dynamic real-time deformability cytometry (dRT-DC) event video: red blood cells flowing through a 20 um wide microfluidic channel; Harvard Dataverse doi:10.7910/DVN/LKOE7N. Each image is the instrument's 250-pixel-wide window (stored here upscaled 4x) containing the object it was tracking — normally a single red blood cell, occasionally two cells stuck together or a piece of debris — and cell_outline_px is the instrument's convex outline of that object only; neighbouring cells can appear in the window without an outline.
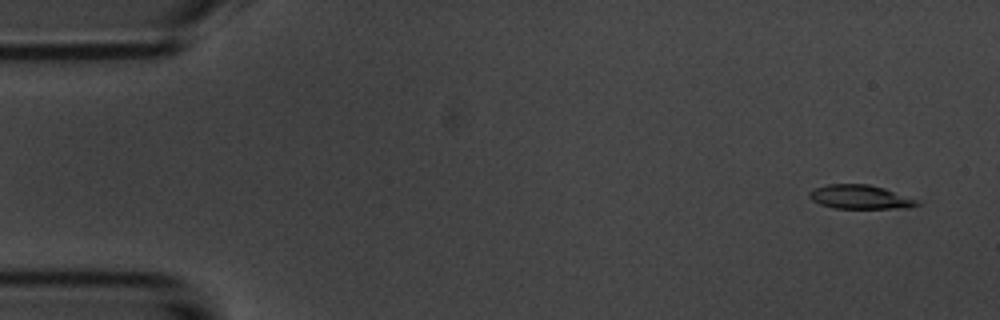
{"species": "common noctule bat (a hibernating species)", "species_latin": "Nyctalus noctula", "temperature_condition": "room temperature", "stored_images_in_passage": 4, "camera_frame_rate_fps": 3000, "um_per_image_px": 0.085, "animal": {"sex": "male", "body_mass_g": 20.1, "forearm_length_mm": 53.5}, "frame": {"image": 1, "passage_image": 1, "time_ms": 0.0, "image_size_px": [1000, 320], "cell_outline_px": [[920, 204], [908, 208], [832, 208], [820, 204], [812, 200], [808, 196], [808, 192], [816, 188], [828, 184], [868, 184], [884, 188], [916, 200]], "centroid_in_image_um": [73.06, 16.75], "position_along_channel_um": 11.9, "area_um2": 14.85}}
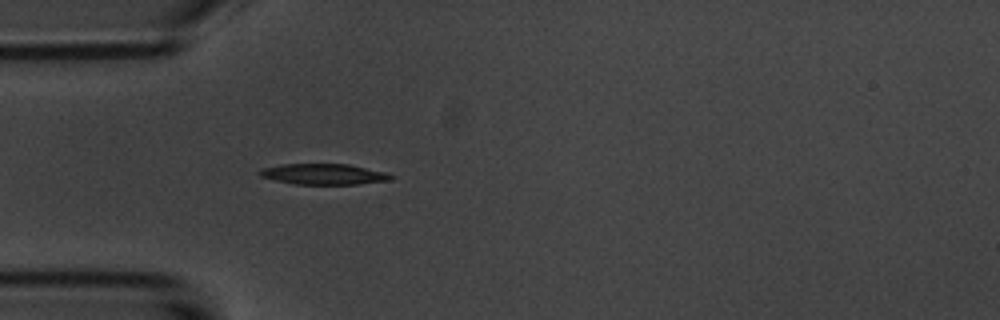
{"frame": {"image": 2, "passage_image": 4, "time_ms": 4.333, "image_size_px": [1000, 320], "cell_outline_px": [[396, 176], [392, 180], [360, 184], [296, 184], [276, 180], [260, 176], [260, 168], [284, 164], [348, 164], [384, 172]], "centroid_in_image_um": [27.56, 14.8], "position_along_channel_um": 57.4, "area_um2": 15.78}}